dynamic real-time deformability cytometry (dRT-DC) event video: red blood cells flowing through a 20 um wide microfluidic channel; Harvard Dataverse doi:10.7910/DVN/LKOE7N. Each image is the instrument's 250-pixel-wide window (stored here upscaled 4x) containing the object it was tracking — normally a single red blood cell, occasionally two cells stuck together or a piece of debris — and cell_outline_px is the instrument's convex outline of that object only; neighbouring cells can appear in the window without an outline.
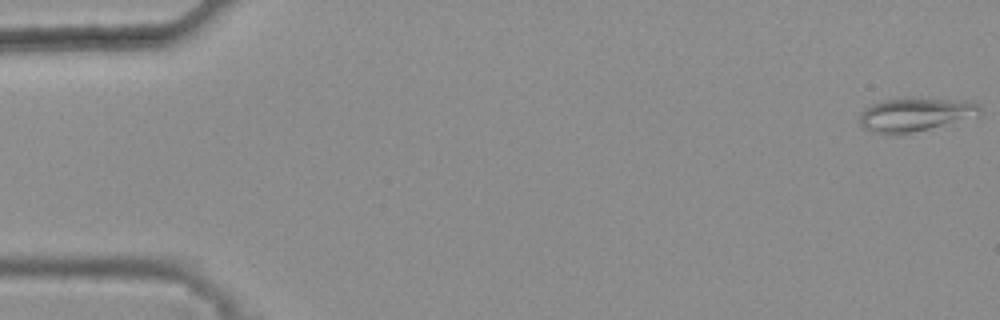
{"species": "common noctule bat (a hibernating species)", "species_latin": "Nyctalus noctula", "temperature_condition": "warm", "stored_images_in_passage": 48, "camera_frame_rate_fps": 3000, "um_per_image_px": 0.085, "animal": {"sex": "female", "body_mass_g": 25.1}, "frame": {"image": 1, "passage_image": 1, "time_ms": 0.0, "image_size_px": [1000, 320], "cell_outline_px": [[980, 108], [940, 124], [928, 128], [908, 132], [872, 132], [864, 128], [860, 124], [860, 112], [864, 108], [880, 100], [912, 96], [972, 100], [980, 104]], "centroid_in_image_um": [77.61, 9.63], "position_along_channel_um": 7.4, "area_um2": 22.48}}
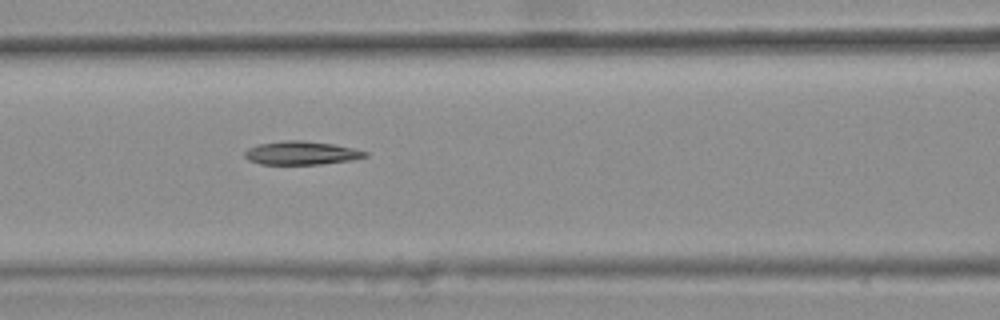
{"frame": {"image": 2, "passage_image": 23, "time_ms": 7.333, "image_size_px": [1000, 320], "cell_outline_px": [[368, 156], [352, 160], [320, 164], [260, 164], [248, 160], [244, 156], [244, 152], [248, 148], [256, 144], [284, 140], [304, 140], [332, 144], [352, 148], [368, 152]], "centroid_in_image_um": [25.58, 13.0], "position_along_channel_um": 141.0, "area_um2": 16.53}}
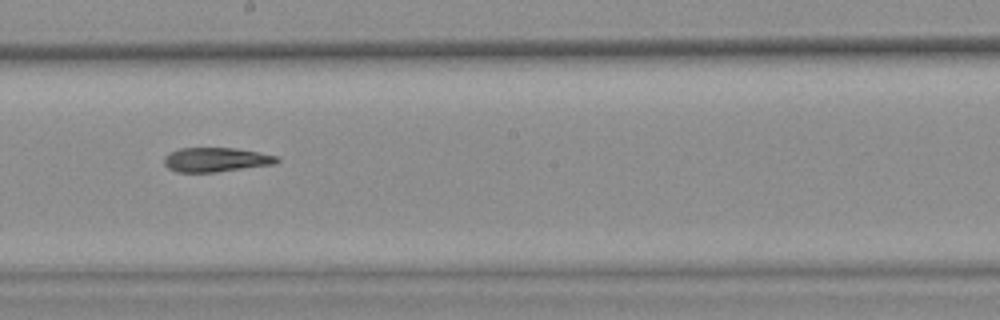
{"frame": {"image": 3, "passage_image": 30, "time_ms": 9.667, "image_size_px": [1000, 320], "cell_outline_px": [[280, 160], [276, 164], [216, 172], [176, 172], [168, 168], [164, 164], [164, 156], [168, 152], [180, 148], [236, 148], [276, 156]], "centroid_in_image_um": [18.32, 13.57], "position_along_channel_um": 229.9, "area_um2": 16.01}, "authors_computed_cell_mechanics": {"area_um2": 16.7042, "velocity_mm_per_s": 3.8213, "shape_relaxation_time_tau1_ms": null, "shape_relaxation_time_tau2_ms": 5.1811, "deformation_change_tau1": null, "deformation_change_tau2": 0.1296}}